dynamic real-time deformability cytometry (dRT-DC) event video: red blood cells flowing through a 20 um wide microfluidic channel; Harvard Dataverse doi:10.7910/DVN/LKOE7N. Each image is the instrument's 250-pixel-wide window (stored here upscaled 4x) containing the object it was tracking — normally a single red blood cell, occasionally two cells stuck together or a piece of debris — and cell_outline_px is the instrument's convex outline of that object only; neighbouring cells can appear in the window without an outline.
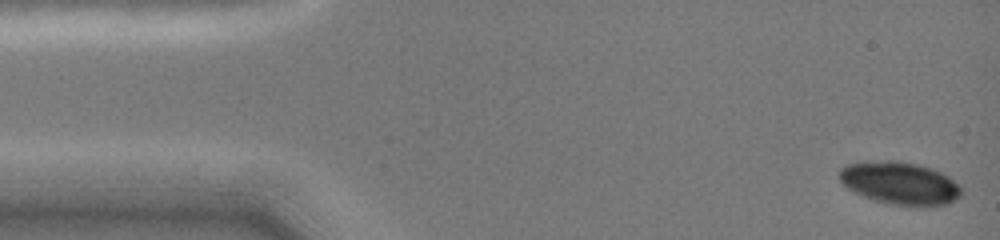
{"species": "common noctule bat (a hibernating species)", "species_latin": "Nyctalus noctula", "temperature_condition": "cold", "stored_images_in_passage": 50, "camera_frame_rate_fps": 3000, "um_per_image_px": 0.085, "animal": {"sex": "female", "body_mass_g": 19.0, "forearm_length_mm": 51.5}, "frame": {"image": 1, "passage_image": 1, "time_ms": 0.0, "image_size_px": [1000, 240], "cell_outline_px": [[964, 192], [956, 200], [948, 204], [932, 208], [912, 208], [888, 204], [864, 196], [848, 188], [840, 180], [840, 168], [848, 164], [888, 160], [892, 160], [916, 164], [940, 172], [948, 176], [960, 184]], "centroid_in_image_um": [76.59, 15.63], "position_along_channel_um": 8.4, "area_um2": 30.75}}
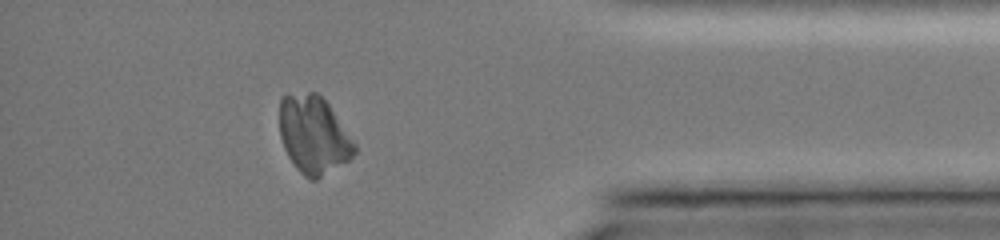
{"frame": {"image": 2, "passage_image": 44, "time_ms": 13.333, "image_size_px": [1000, 240], "cell_outline_px": [[356, 152], [348, 160], [316, 180], [312, 180], [304, 176], [296, 168], [288, 156], [284, 148], [280, 136], [280, 96], [308, 92], [316, 92], [328, 104], [356, 144]], "centroid_in_image_um": [26.64, 11.47], "position_along_channel_um": 408.6, "area_um2": 33.7}}